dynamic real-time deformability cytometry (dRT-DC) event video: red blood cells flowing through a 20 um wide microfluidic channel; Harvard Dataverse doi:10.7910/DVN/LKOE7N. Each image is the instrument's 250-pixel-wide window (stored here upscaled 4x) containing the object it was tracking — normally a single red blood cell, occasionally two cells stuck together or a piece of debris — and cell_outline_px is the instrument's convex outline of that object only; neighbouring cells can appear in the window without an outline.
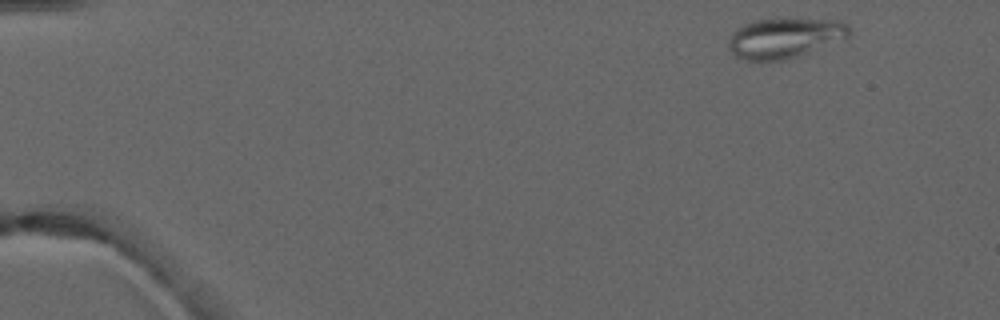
{"species": "common noctule bat (a hibernating species)", "species_latin": "Nyctalus noctula", "temperature_condition": "warm", "stored_images_in_passage": 4, "camera_frame_rate_fps": 3000, "um_per_image_px": 0.085, "animal": {"sex": "male", "forearm_length_mm": 52.5}, "frame": {"image": 1, "passage_image": 1, "time_ms": 0.0, "image_size_px": [1000, 320], "cell_outline_px": [[852, 36], [848, 40], [800, 56], [784, 60], [744, 60], [736, 56], [728, 48], [728, 36], [736, 28], [744, 24], [756, 20], [780, 16], [840, 20], [848, 24], [852, 32]], "centroid_in_image_um": [66.8, 3.19], "position_along_channel_um": 18.2, "area_um2": 29.88}}